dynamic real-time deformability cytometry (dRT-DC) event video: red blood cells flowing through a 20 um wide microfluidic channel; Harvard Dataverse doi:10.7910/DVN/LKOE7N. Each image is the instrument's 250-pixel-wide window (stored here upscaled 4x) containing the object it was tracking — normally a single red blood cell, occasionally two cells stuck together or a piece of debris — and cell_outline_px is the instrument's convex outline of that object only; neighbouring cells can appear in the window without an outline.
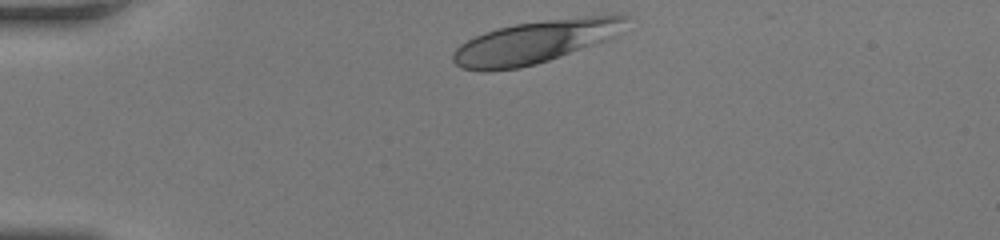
{"species": "human", "species_latin": "Homo sapiens", "temperature_condition": "room temperature", "stored_images_in_passage": 31, "camera_frame_rate_fps": 3000, "um_per_image_px": 0.085, "donor": {"sex": "female"}, "frame": {"image": 1, "passage_image": 1, "time_ms": 0.0, "image_size_px": [1000, 240], "cell_outline_px": [[628, 16], [616, 36], [608, 40], [536, 64], [520, 68], [484, 72], [480, 72], [460, 68], [452, 60], [452, 52], [460, 44], [484, 32], [496, 28], [516, 24], [612, 12], [620, 12]], "centroid_in_image_um": [45.5, 3.55], "position_along_channel_um": 39.5, "area_um2": 43.52}}
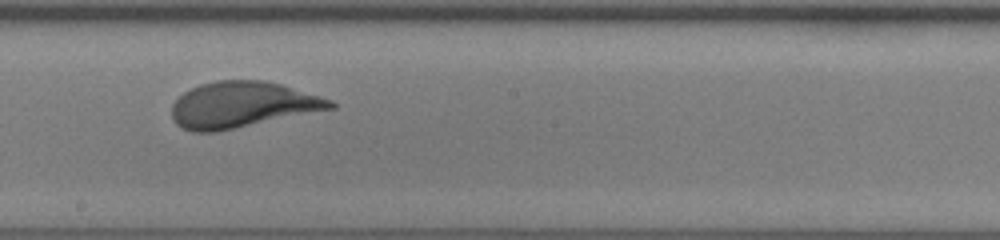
{"frame": {"image": 2, "passage_image": 18, "time_ms": 5.667, "image_size_px": [1000, 240], "cell_outline_px": [[336, 108], [216, 132], [192, 132], [180, 128], [172, 120], [172, 104], [184, 92], [200, 84], [216, 80], [264, 80], [280, 84], [320, 96], [332, 100], [336, 104]], "centroid_in_image_um": [20.57, 8.91], "position_along_channel_um": 227.6, "area_um2": 42.54}}
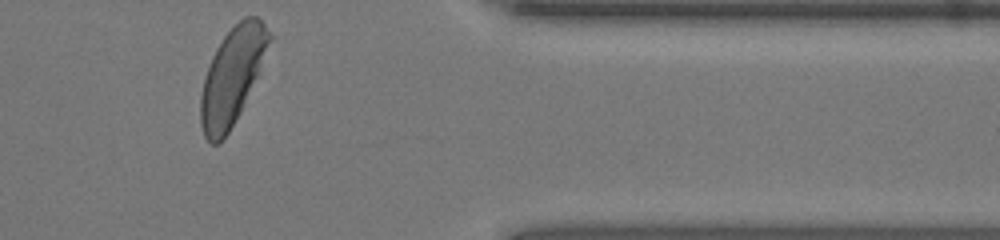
{"frame": {"image": 3, "passage_image": 31, "time_ms": 10.0, "image_size_px": [1000, 240], "cell_outline_px": [[276, 36], [240, 112], [228, 132], [216, 144], [212, 144], [204, 136], [200, 124], [200, 96], [204, 76], [212, 56], [216, 48], [224, 36], [244, 16], [256, 16]], "centroid_in_image_um": [19.77, 6.42], "position_along_channel_um": 391.6, "area_um2": 38.67}, "authors_computed_cell_mechanics": {"area_um2": 42.3674, "velocity_mm_per_s": 4.1438, "shape_relaxation_time_tau1_ms": 1.9313, "shape_relaxation_time_tau2_ms": null, "deformation_change_tau1": 0.1404, "deformation_change_tau2": null}}